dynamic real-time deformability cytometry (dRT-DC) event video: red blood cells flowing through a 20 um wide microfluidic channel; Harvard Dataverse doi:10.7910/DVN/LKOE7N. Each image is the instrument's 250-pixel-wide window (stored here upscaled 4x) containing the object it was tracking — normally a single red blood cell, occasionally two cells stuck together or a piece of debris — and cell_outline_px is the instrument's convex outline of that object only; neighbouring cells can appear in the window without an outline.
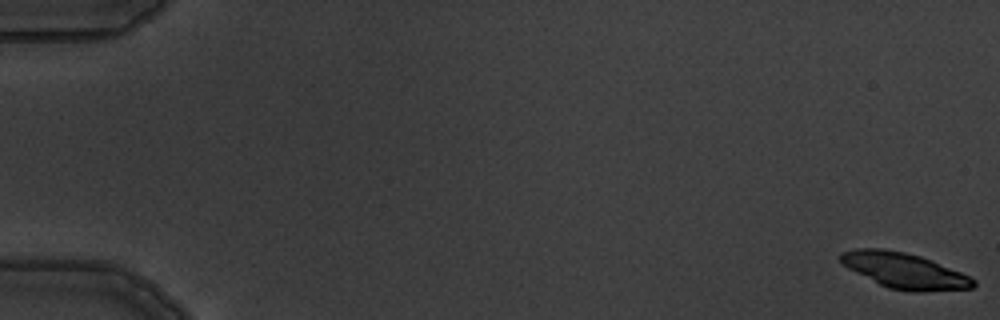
{"species": "common noctule bat (a hibernating species)", "species_latin": "Nyctalus noctula", "temperature_condition": "warm", "stored_images_in_passage": 6, "camera_frame_rate_fps": 3000, "um_per_image_px": 0.085, "animal": {"sex": "male", "body_mass_g": 19.5, "forearm_length_mm": 54.6}, "frame": {"image": 1, "passage_image": 1, "time_ms": 0.0, "image_size_px": [1000, 320], "cell_outline_px": [[976, 284], [972, 288], [920, 292], [912, 292], [888, 288], [840, 264], [840, 252], [856, 248], [884, 248], [904, 252], [920, 256], [932, 260], [960, 272], [976, 280]], "centroid_in_image_um": [76.85, 23.0], "position_along_channel_um": 8.1, "area_um2": 27.46}}
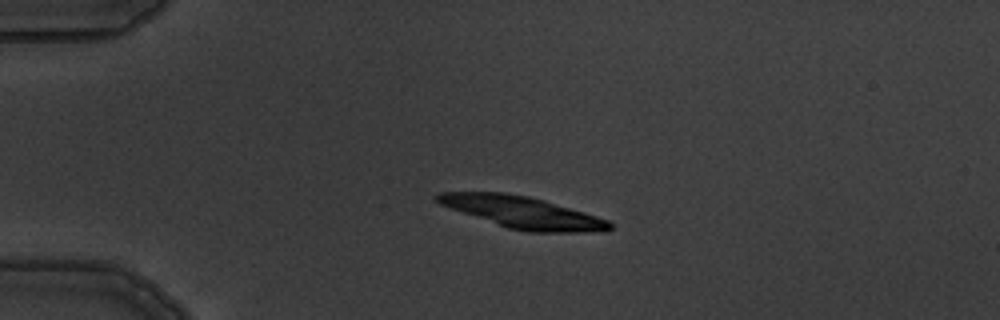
{"frame": {"image": 2, "passage_image": 5, "time_ms": 4.333, "image_size_px": [1000, 320], "cell_outline_px": [[612, 228], [608, 232], [528, 232], [508, 228], [440, 204], [432, 196], [440, 192], [504, 192], [528, 196], [544, 200], [584, 212], [608, 220], [612, 224]], "centroid_in_image_um": [44.46, 18.05], "position_along_channel_um": 40.5, "area_um2": 31.73}}